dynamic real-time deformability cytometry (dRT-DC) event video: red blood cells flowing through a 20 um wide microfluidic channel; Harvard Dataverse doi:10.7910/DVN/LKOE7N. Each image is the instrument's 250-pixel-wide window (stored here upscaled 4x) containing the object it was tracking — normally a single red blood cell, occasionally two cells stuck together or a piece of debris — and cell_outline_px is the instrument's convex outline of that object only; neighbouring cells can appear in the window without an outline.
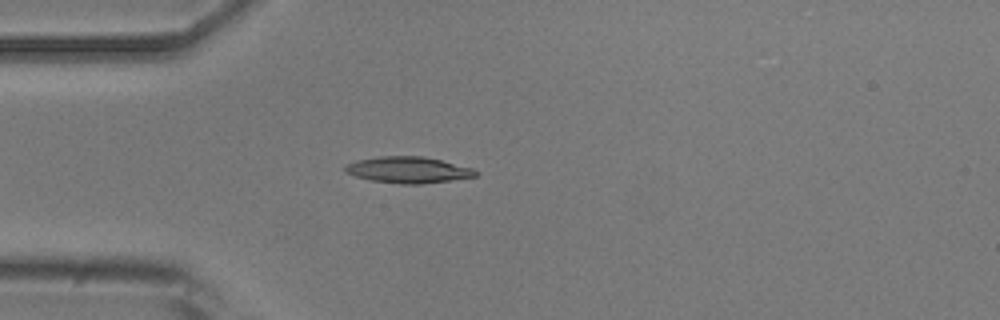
{"species": "common noctule bat (a hibernating species)", "species_latin": "Nyctalus noctula", "temperature_condition": "room temperature", "stored_images_in_passage": 5, "camera_frame_rate_fps": 3000, "um_per_image_px": 0.085, "animal": {"sex": "male", "body_mass_g": 20.5, "forearm_length_mm": 52.5}, "frame": {"image": 1, "passage_image": 5, "time_ms": 4.667, "image_size_px": [1000, 320], "cell_outline_px": [[480, 176], [420, 184], [400, 184], [372, 180], [356, 176], [344, 172], [344, 168], [348, 164], [356, 160], [380, 156], [424, 156], [472, 168], [480, 172]], "centroid_in_image_um": [34.72, 14.44], "position_along_channel_um": 50.3, "area_um2": 19.94}}